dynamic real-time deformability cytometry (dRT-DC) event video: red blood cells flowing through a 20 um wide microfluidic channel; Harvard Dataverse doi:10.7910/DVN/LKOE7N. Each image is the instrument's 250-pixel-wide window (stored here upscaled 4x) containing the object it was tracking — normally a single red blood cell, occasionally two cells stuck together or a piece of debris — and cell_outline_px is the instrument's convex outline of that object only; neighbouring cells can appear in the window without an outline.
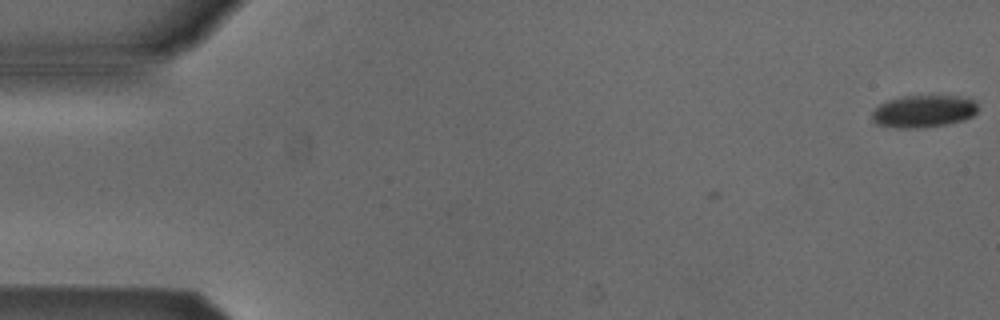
{"species": "Egyptian fruit bat (a non-hibernating species)", "species_latin": "Rousettus aegyptiacus", "temperature_condition": "cold", "stored_images_in_passage": 2, "camera_frame_rate_fps": 3000, "um_per_image_px": 0.085, "animal": {"sex": "male"}, "frame": {"image": 1, "passage_image": 2, "time_ms": 0.333, "image_size_px": [1000, 320], "cell_outline_px": [[980, 108], [972, 116], [964, 120], [948, 124], [920, 128], [896, 128], [876, 124], [872, 120], [872, 112], [880, 104], [888, 100], [904, 96], [968, 96], [976, 100]], "centroid_in_image_um": [78.56, 9.45], "position_along_channel_um": 6.4, "area_um2": 20.29}}